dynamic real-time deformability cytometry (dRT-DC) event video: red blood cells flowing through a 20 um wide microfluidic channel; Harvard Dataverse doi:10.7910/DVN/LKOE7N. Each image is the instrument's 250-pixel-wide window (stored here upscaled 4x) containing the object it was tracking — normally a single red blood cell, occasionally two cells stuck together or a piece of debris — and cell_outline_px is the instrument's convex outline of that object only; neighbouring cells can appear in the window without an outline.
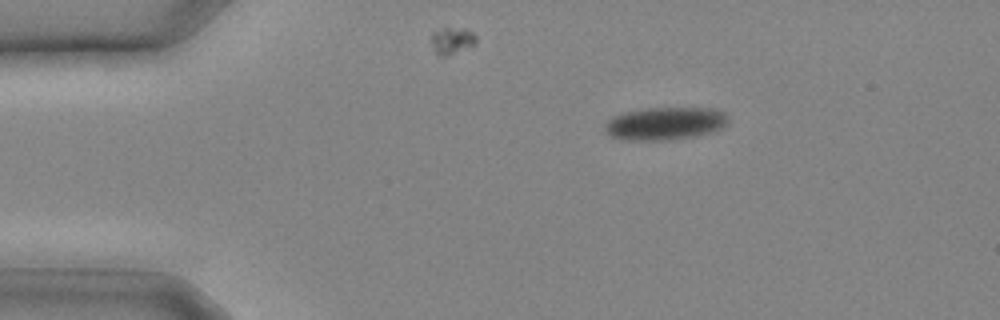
{"species": "common noctule bat (a hibernating species)", "species_latin": "Nyctalus noctula", "temperature_condition": "cold", "stored_images_in_passage": 8, "camera_frame_rate_fps": 3000, "um_per_image_px": 0.085, "animal": {"sex": "male", "body_mass_g": 20.4}, "frame": {"image": 1, "passage_image": 1, "time_ms": 0.0, "image_size_px": [1000, 320], "cell_outline_px": [[728, 124], [716, 132], [696, 136], [672, 140], [624, 140], [612, 136], [604, 128], [604, 124], [612, 116], [624, 112], [644, 108], [712, 108], [724, 112], [728, 116]], "centroid_in_image_um": [56.57, 10.5], "position_along_channel_um": 28.4, "area_um2": 23.93}}
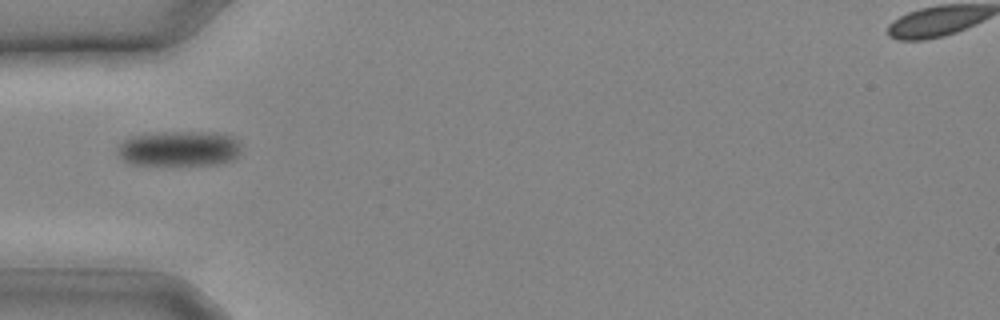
{"frame": {"image": 2, "passage_image": 5, "time_ms": 1.333, "image_size_px": [1000, 320], "cell_outline_px": [[240, 152], [236, 160], [220, 164], [132, 164], [124, 160], [116, 152], [116, 148], [128, 136], [164, 132], [212, 132], [236, 136], [240, 140]], "centroid_in_image_um": [15.29, 12.62], "position_along_channel_um": 69.7, "area_um2": 25.72}}
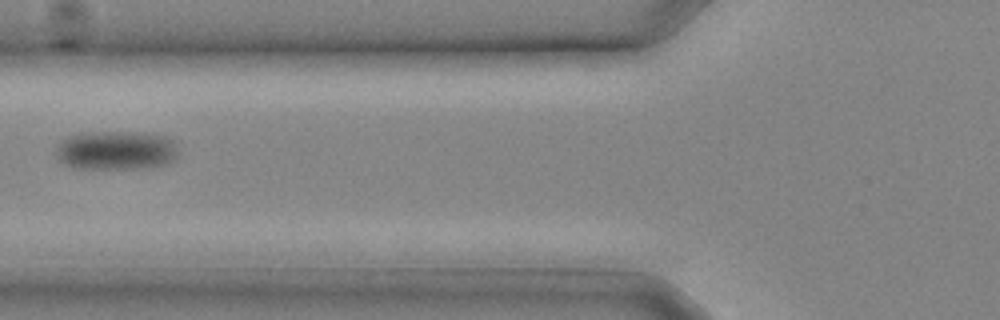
{"frame": {"image": 3, "passage_image": 7, "time_ms": 2.0, "image_size_px": [1000, 320], "cell_outline_px": [[176, 160], [168, 164], [132, 168], [72, 168], [64, 164], [56, 156], [56, 144], [60, 140], [72, 136], [92, 132], [132, 132], [164, 136], [172, 140], [176, 148]], "centroid_in_image_um": [9.83, 12.78], "position_along_channel_um": 116.0, "area_um2": 27.51}}